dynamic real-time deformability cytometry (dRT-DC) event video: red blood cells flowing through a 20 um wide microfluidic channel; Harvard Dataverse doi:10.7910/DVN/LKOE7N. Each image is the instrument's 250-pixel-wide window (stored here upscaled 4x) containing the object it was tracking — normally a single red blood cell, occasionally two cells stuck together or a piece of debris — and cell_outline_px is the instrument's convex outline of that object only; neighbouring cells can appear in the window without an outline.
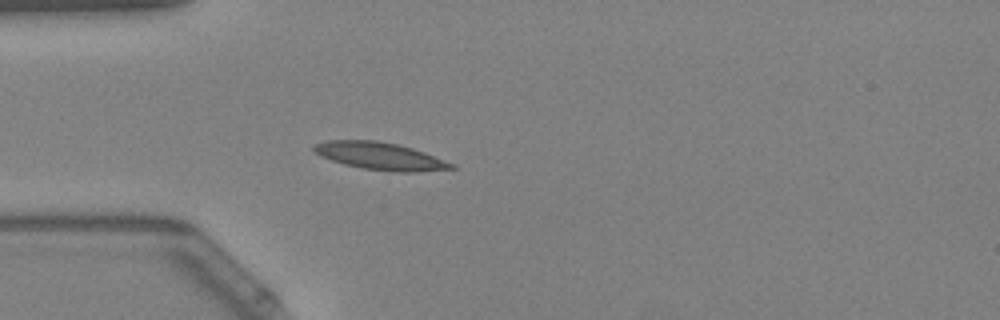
{"species": "Egyptian fruit bat (a non-hibernating species)", "species_latin": "Rousettus aegyptiacus", "temperature_condition": "warm", "stored_images_in_passage": 40, "camera_frame_rate_fps": 3000, "um_per_image_px": 0.085, "animal": {"sex": "female"}, "frame": {"image": 1, "passage_image": 1, "time_ms": 0.0, "image_size_px": [1000, 320], "cell_outline_px": [[456, 168], [416, 172], [396, 172], [360, 168], [344, 164], [320, 156], [312, 148], [316, 144], [328, 140], [376, 140], [396, 144], [412, 148], [424, 152], [456, 164]], "centroid_in_image_um": [32.34, 13.27], "position_along_channel_um": 52.7, "area_um2": 21.91}}
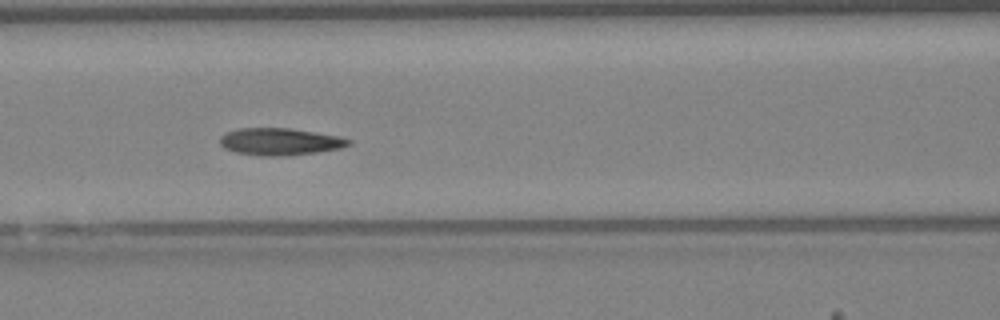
{"frame": {"image": 2, "passage_image": 9, "time_ms": 2.667, "image_size_px": [1000, 320], "cell_outline_px": [[352, 144], [340, 148], [316, 152], [288, 156], [256, 156], [236, 152], [224, 148], [220, 144], [220, 136], [224, 132], [240, 128], [288, 128], [340, 136], [352, 140]], "centroid_in_image_um": [23.78, 12.04], "position_along_channel_um": 142.8, "area_um2": 20.52}}
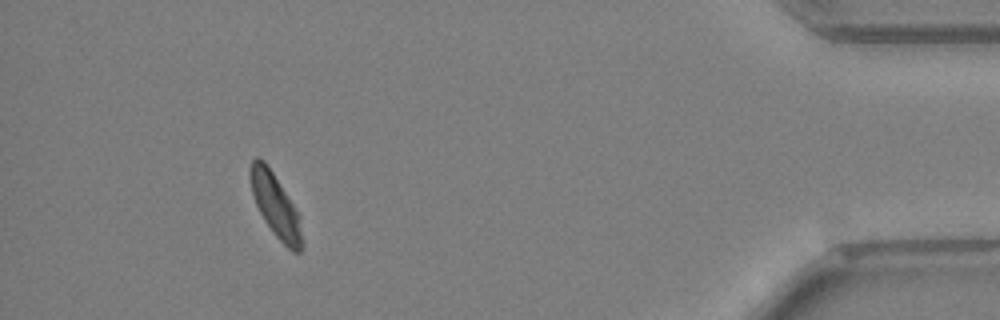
{"frame": {"image": 3, "passage_image": 36, "time_ms": 11.667, "image_size_px": [1000, 320], "cell_outline_px": [[304, 244], [300, 252], [292, 252], [272, 232], [264, 220], [256, 204], [252, 192], [248, 176], [248, 172], [252, 160], [256, 156], [260, 156], [264, 160], [272, 172], [300, 216]], "centroid_in_image_um": [23.41, 17.47], "position_along_channel_um": 411.8, "area_um2": 19.13}, "authors_computed_cell_mechanics": {"area_um2": 19.6809, "velocity_mm_per_s": 3.6729, "shape_relaxation_time_tau1_ms": 4.3221, "shape_relaxation_time_tau2_ms": 3.4685, "deformation_change_tau1": 0.1426, "deformation_change_tau2": 0.0802}}